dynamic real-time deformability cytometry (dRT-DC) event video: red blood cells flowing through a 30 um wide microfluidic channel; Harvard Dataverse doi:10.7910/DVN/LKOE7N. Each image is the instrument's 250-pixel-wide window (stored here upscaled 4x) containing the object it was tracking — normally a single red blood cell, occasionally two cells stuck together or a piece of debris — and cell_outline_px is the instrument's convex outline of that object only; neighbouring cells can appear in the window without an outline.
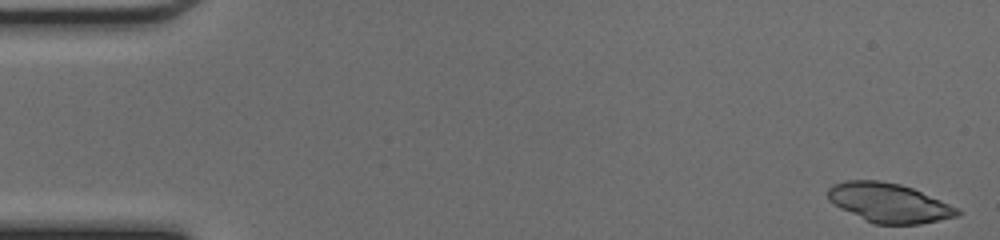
{"species": "common noctule bat (a hibernating species)", "species_latin": "Nyctalus noctula", "temperature_condition": "cold", "stored_images_in_passage": 48, "segment_of_instrument_passage": [1, 2], "camera_frame_rate_fps": 3000, "um_per_image_px": 0.085, "animal": {"sex": "female", "body_mass_g": 17.0, "forearm_length_mm": 48.0}, "frame": {"image": 1, "passage_image": 1, "time_ms": 0.0, "image_size_px": [1000, 240], "cell_outline_px": [[960, 216], [920, 224], [876, 224], [864, 220], [840, 208], [828, 200], [828, 188], [832, 184], [844, 180], [880, 180], [900, 184], [912, 188], [940, 200], [956, 208], [960, 212]], "centroid_in_image_um": [75.52, 17.23], "position_along_channel_um": 9.5, "area_um2": 29.54}}